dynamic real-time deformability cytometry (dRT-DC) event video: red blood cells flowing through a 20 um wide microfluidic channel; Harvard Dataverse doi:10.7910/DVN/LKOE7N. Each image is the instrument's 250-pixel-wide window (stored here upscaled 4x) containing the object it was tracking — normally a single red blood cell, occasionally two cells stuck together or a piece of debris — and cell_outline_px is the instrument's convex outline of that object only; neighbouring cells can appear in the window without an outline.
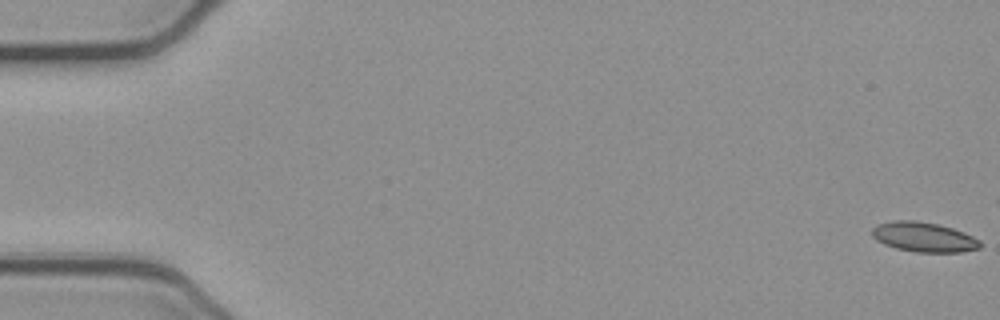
{"species": "common noctule bat (a hibernating species)", "species_latin": "Nyctalus noctula", "temperature_condition": "cold", "stored_images_in_passage": 17, "camera_frame_rate_fps": 3000, "um_per_image_px": 0.085, "animal": {"sex": "female", "body_mass_g": 21.9}, "frame": {"image": 1, "passage_image": 1, "time_ms": 0.0, "image_size_px": [1000, 320], "cell_outline_px": [[980, 248], [960, 252], [916, 252], [896, 248], [884, 244], [876, 240], [872, 236], [872, 228], [876, 224], [892, 220], [916, 220], [936, 224], [952, 228], [964, 232], [980, 240]], "centroid_in_image_um": [78.49, 20.14], "position_along_channel_um": 6.5, "area_um2": 18.79}}